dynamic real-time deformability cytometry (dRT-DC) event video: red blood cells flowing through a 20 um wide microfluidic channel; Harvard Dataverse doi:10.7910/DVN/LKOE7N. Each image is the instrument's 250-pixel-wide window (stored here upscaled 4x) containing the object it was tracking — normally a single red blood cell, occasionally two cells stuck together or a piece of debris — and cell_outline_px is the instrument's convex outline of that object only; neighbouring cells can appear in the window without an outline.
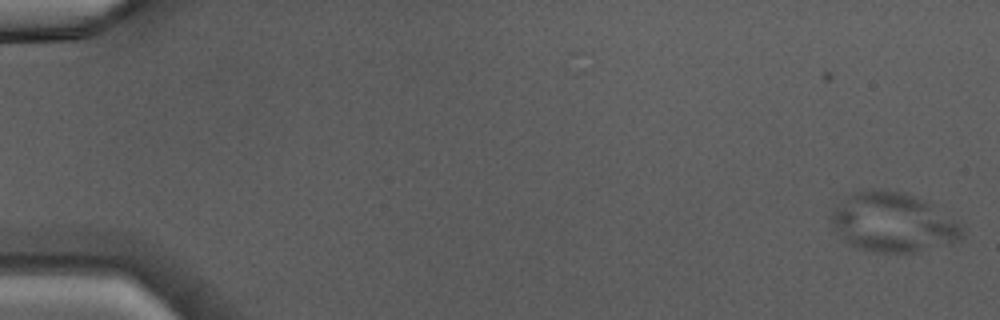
{"species": "Egyptian fruit bat (a non-hibernating species)", "species_latin": "Rousettus aegyptiacus", "temperature_condition": "warm", "stored_images_in_passage": 46, "camera_frame_rate_fps": 3000, "um_per_image_px": 0.085, "animal": {"sex": "male"}, "frame": {"image": 1, "passage_image": 1, "time_ms": 0.0, "image_size_px": [1000, 320], "cell_outline_px": [[964, 236], [960, 240], [916, 252], [868, 252], [848, 244], [832, 228], [828, 220], [832, 212], [852, 192], [860, 188], [880, 188], [900, 192], [924, 200], [932, 204], [960, 224], [964, 228]], "centroid_in_image_um": [75.86, 18.9], "position_along_channel_um": 9.1, "area_um2": 45.55}}